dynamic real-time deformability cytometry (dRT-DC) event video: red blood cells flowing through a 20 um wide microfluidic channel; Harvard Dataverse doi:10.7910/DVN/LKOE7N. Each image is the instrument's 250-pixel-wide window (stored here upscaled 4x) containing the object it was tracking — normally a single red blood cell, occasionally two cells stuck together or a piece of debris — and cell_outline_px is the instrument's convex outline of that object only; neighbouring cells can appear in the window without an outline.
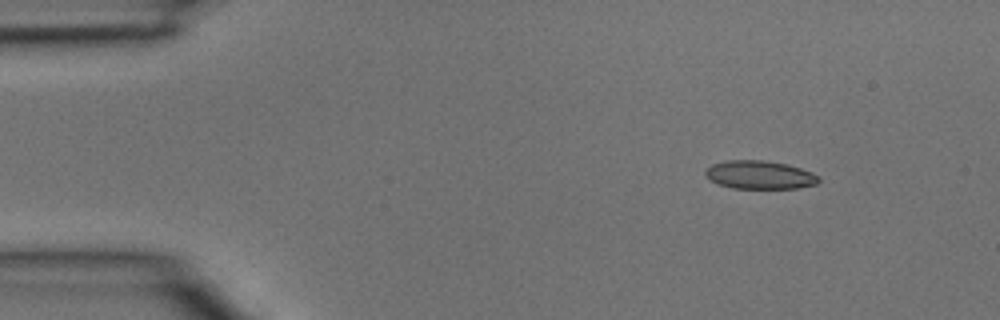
{"species": "common noctule bat (a hibernating species)", "species_latin": "Nyctalus noctula", "temperature_condition": "room temperature", "stored_images_in_passage": 3, "camera_frame_rate_fps": 3000, "um_per_image_px": 0.085, "animal": {"sex": "male", "body_mass_g": 15.6}, "frame": {"image": 1, "passage_image": 1, "time_ms": 0.0, "image_size_px": [1000, 320], "cell_outline_px": [[820, 180], [816, 184], [796, 188], [732, 188], [720, 184], [704, 176], [704, 172], [712, 164], [728, 160], [764, 160], [788, 164], [812, 172], [820, 176]], "centroid_in_image_um": [64.59, 14.85], "position_along_channel_um": 20.4, "area_um2": 18.67}}
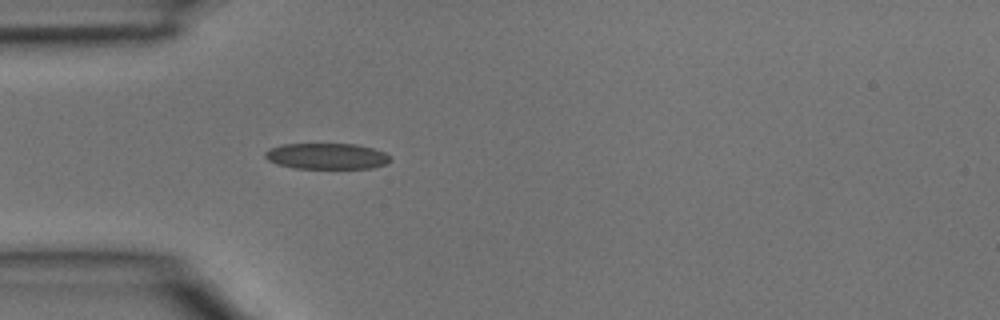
{"frame": {"image": 2, "passage_image": 3, "time_ms": 0.667, "image_size_px": [1000, 320], "cell_outline_px": [[392, 160], [384, 164], [372, 168], [296, 168], [276, 164], [268, 160], [264, 156], [264, 152], [268, 148], [284, 144], [356, 144], [372, 148], [384, 152], [392, 156]], "centroid_in_image_um": [27.76, 13.27], "position_along_channel_um": 57.2, "area_um2": 19.02}}